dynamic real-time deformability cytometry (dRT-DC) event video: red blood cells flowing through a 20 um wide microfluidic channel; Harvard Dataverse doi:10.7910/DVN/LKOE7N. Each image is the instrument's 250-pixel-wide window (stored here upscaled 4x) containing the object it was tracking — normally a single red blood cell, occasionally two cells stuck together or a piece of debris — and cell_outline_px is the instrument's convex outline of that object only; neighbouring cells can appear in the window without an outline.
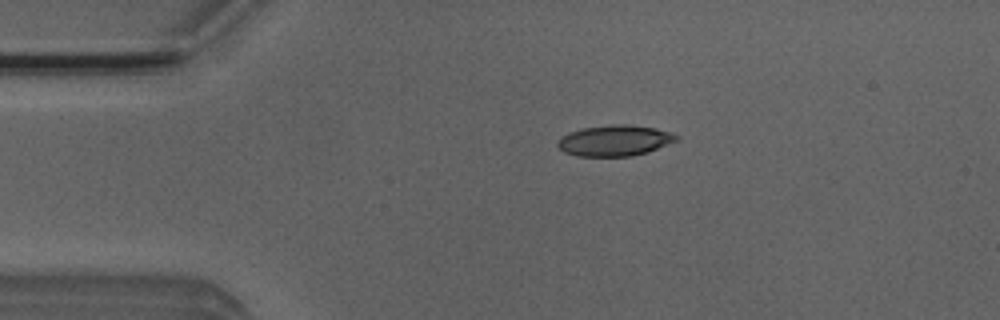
{"species": "Egyptian fruit bat (a non-hibernating species)", "species_latin": "Rousettus aegyptiacus", "temperature_condition": "room temperature", "stored_images_in_passage": 42, "camera_frame_rate_fps": 3000, "um_per_image_px": 0.085, "animal": {"sex": "male"}, "frame": {"image": 1, "passage_image": 1, "time_ms": 0.0, "image_size_px": [1000, 320], "cell_outline_px": [[680, 140], [648, 152], [632, 156], [576, 156], [564, 152], [556, 144], [556, 140], [568, 132], [580, 128], [612, 124], [624, 124], [656, 128], [672, 132], [680, 136]], "centroid_in_image_um": [52.27, 11.94], "position_along_channel_um": 32.7, "area_um2": 21.73}}
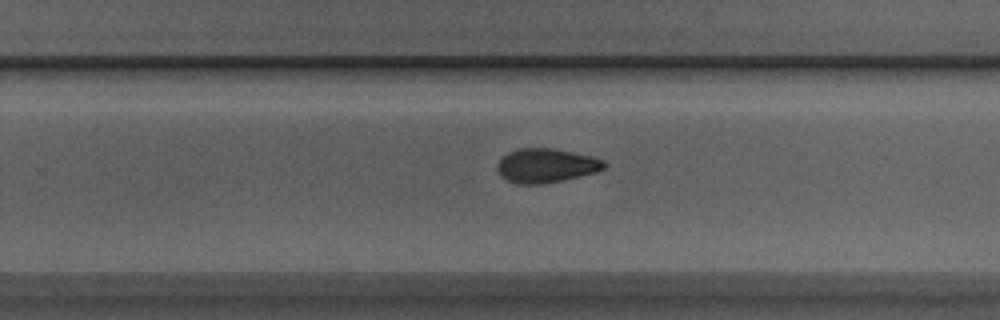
{"frame": {"image": 2, "passage_image": 23, "time_ms": 7.333, "image_size_px": [1000, 320], "cell_outline_px": [[608, 164], [604, 168], [596, 172], [544, 184], [516, 184], [504, 180], [500, 176], [496, 168], [496, 164], [500, 156], [508, 152], [520, 148], [556, 148], [592, 156], [604, 160]], "centroid_in_image_um": [46.37, 14.07], "position_along_channel_um": 283.4, "area_um2": 21.68}}
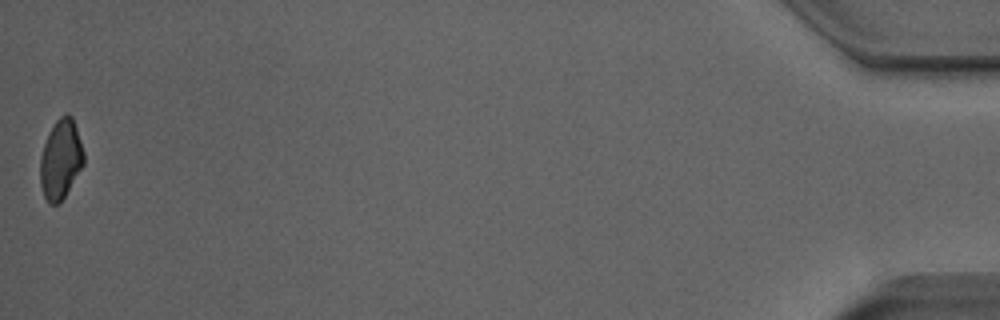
{"frame": {"image": 3, "passage_image": 42, "time_ms": 13.667, "image_size_px": [1000, 320], "cell_outline_px": [[84, 164], [60, 204], [48, 204], [44, 196], [40, 184], [40, 156], [44, 144], [56, 120], [64, 112], [68, 112], [72, 116], [84, 152]], "centroid_in_image_um": [5.16, 13.56], "position_along_channel_um": 430.0, "area_um2": 20.23}, "authors_computed_cell_mechanics": {"area_um2": 21.2415, "velocity_mm_per_s": 3.9599, "shape_relaxation_time_tau1_ms": 5.7737, "shape_relaxation_time_tau2_ms": 3.8683, "deformation_change_tau1": 0.165, "deformation_change_tau2": 0.0881}}